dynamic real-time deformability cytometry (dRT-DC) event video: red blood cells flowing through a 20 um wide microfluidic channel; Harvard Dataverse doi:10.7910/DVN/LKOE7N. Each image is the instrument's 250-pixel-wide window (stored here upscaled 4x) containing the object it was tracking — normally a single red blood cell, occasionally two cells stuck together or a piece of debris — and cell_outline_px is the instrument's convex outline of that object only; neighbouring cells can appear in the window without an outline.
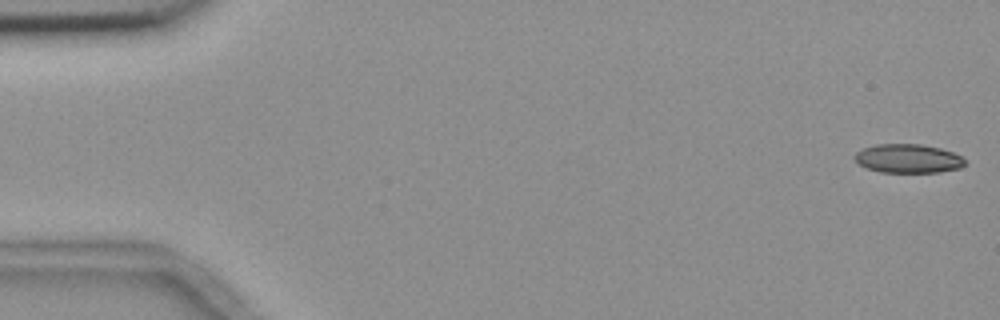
{"species": "common noctule bat (a hibernating species)", "species_latin": "Nyctalus noctula", "temperature_condition": "room temperature", "stored_images_in_passage": 15, "camera_frame_rate_fps": 3000, "um_per_image_px": 0.085, "animal": {"sex": "female", "body_mass_g": 18.4}, "frame": {"image": 1, "passage_image": 1, "time_ms": 0.0, "image_size_px": [1000, 320], "cell_outline_px": [[968, 164], [960, 168], [940, 172], [880, 172], [868, 168], [860, 164], [852, 156], [856, 152], [864, 148], [876, 144], [920, 144], [940, 148], [964, 156]], "centroid_in_image_um": [77.24, 13.47], "position_along_channel_um": 7.8, "area_um2": 18.67}}
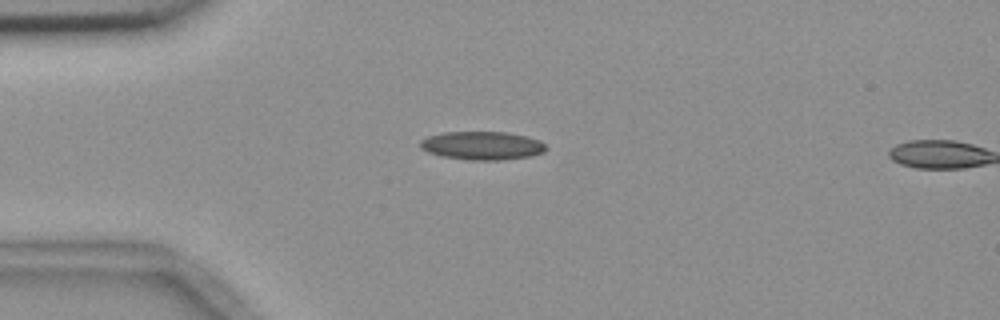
{"frame": {"image": 2, "passage_image": 14, "time_ms": 4.333, "image_size_px": [1000, 320], "cell_outline_px": [[548, 148], [544, 152], [528, 156], [500, 160], [468, 160], [440, 156], [428, 152], [420, 148], [420, 140], [428, 136], [444, 132], [508, 132], [540, 140]], "centroid_in_image_um": [40.96, 12.37], "position_along_channel_um": 44.0, "area_um2": 20.81}}